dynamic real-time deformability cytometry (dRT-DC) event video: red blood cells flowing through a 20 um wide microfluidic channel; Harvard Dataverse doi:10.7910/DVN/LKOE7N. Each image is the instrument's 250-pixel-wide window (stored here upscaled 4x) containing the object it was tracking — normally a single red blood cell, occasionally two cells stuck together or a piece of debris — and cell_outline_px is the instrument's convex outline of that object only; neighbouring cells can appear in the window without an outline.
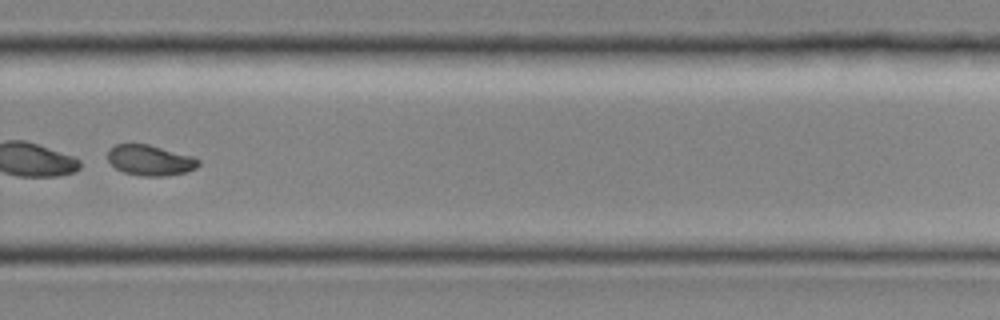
{"species": "common noctule bat (a hibernating species)", "species_latin": "Nyctalus noctula", "temperature_condition": "room temperature", "stored_images_in_passage": 42, "segment_of_instrument_passage": [2, 2], "camera_frame_rate_fps": 3000, "um_per_image_px": 0.085, "animal": {"sex": "female", "body_mass_g": 19.0, "forearm_length_mm": 51.5}, "frame": {"image": 1, "passage_image": 30, "time_ms": 9.667, "image_size_px": [1000, 320], "cell_outline_px": [[200, 164], [196, 168], [184, 172], [164, 176], [140, 176], [124, 172], [116, 168], [108, 160], [108, 148], [116, 144], [148, 144], [196, 156], [200, 160]], "centroid_in_image_um": [12.79, 13.61], "position_along_channel_um": 317.0, "area_um2": 16.3}}